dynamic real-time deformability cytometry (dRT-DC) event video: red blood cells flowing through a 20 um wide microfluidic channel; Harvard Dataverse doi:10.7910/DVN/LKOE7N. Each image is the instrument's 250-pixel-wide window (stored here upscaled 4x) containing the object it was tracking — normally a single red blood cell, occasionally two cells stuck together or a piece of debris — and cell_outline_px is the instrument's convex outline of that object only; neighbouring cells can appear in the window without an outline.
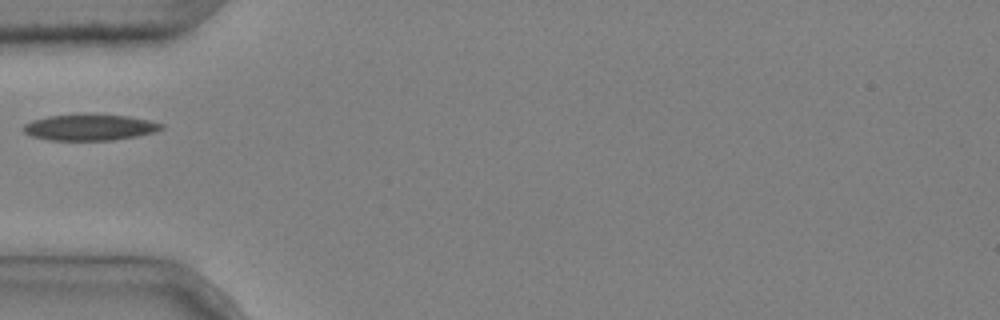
{"species": "common noctule bat (a hibernating species)", "species_latin": "Nyctalus noctula", "temperature_condition": "cold", "stored_images_in_passage": 5, "camera_frame_rate_fps": 3000, "um_per_image_px": 0.085, "animal": {"sex": "male", "body_mass_g": 20.4}, "frame": {"image": 1, "passage_image": 1, "time_ms": 0.0, "image_size_px": [1000, 320], "cell_outline_px": [[164, 128], [156, 132], [136, 136], [112, 140], [52, 140], [32, 136], [24, 132], [20, 128], [24, 124], [32, 120], [48, 116], [128, 116], [148, 120], [164, 124]], "centroid_in_image_um": [7.63, 10.85], "position_along_channel_um": 77.4, "area_um2": 20.4}}
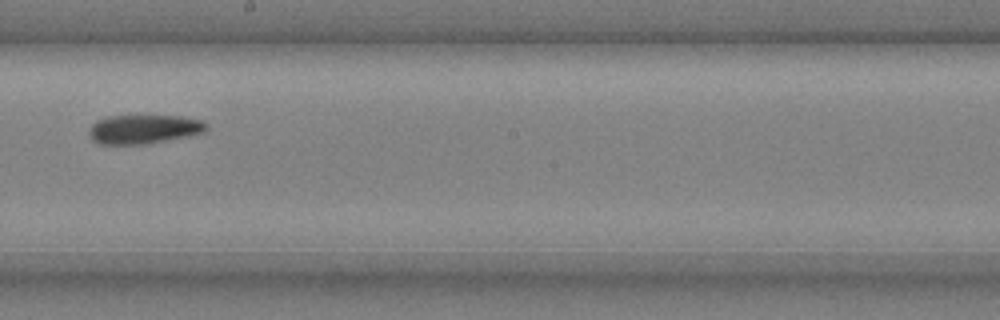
{"frame": {"image": 2, "passage_image": 5, "time_ms": 1.333, "image_size_px": [1000, 320], "cell_outline_px": [[208, 128], [204, 132], [188, 136], [148, 144], [100, 144], [92, 140], [88, 136], [88, 128], [96, 120], [108, 116], [180, 116], [200, 120], [208, 124]], "centroid_in_image_um": [12.19, 10.98], "position_along_channel_um": 236.0, "area_um2": 20.0}}